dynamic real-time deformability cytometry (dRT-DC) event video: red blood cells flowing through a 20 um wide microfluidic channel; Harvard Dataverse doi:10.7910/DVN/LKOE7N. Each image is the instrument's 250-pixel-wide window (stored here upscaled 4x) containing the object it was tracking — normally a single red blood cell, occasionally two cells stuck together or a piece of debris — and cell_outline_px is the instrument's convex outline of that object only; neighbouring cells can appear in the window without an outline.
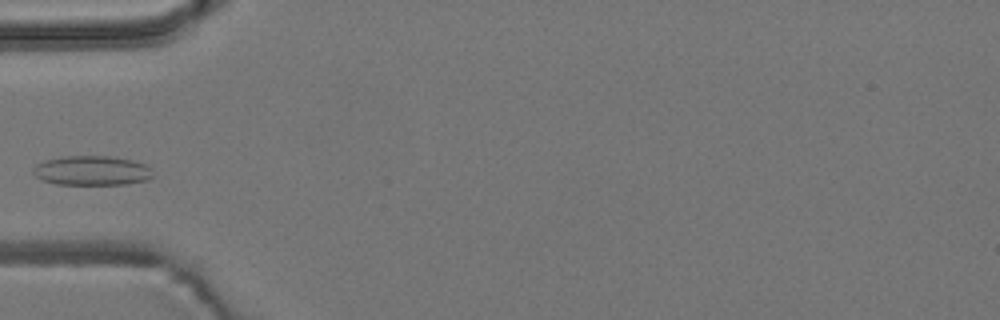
{"species": "common noctule bat (a hibernating species)", "species_latin": "Nyctalus noctula", "temperature_condition": "room temperature", "stored_images_in_passage": 4, "camera_frame_rate_fps": 3000, "um_per_image_px": 0.085, "animal": {"sex": "male", "body_mass_g": 19.2, "forearm_length_mm": 51.8}, "frame": {"image": 1, "passage_image": 4, "time_ms": 3.667, "image_size_px": [1000, 320], "cell_outline_px": [[152, 176], [148, 180], [124, 184], [56, 184], [44, 180], [36, 176], [32, 172], [32, 168], [36, 164], [44, 160], [60, 156], [108, 156], [132, 160], [148, 164], [152, 168]], "centroid_in_image_um": [7.82, 14.49], "position_along_channel_um": 77.2, "area_um2": 20.75}}